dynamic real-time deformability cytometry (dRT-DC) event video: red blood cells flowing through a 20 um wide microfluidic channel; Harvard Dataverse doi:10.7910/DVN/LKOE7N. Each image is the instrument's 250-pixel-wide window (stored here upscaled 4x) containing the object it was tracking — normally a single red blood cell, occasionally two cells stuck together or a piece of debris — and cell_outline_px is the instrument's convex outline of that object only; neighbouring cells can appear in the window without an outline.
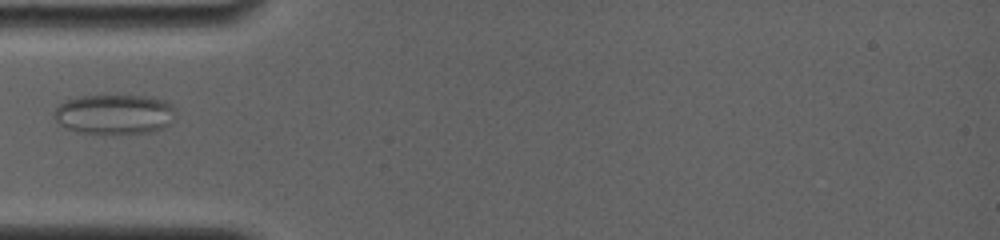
{"species": "common noctule bat (a hibernating species)", "species_latin": "Nyctalus noctula", "temperature_condition": "room temperature", "stored_images_in_passage": 9, "camera_frame_rate_fps": 4000, "um_per_image_px": 0.085, "animal": {"sex": "female", "body_mass_g": 19.0, "forearm_length_mm": 56.7}, "frame": {"image": 1, "passage_image": 7, "time_ms": 3.25, "image_size_px": [1000, 240], "cell_outline_px": [[176, 120], [164, 128], [148, 132], [80, 132], [64, 128], [56, 124], [52, 116], [56, 108], [60, 104], [68, 100], [80, 96], [152, 96], [164, 100], [172, 104], [176, 112]], "centroid_in_image_um": [9.75, 9.7], "position_along_channel_um": 75.2, "area_um2": 28.26}}
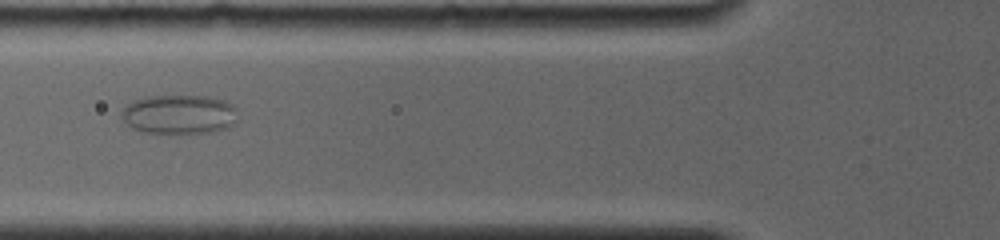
{"frame": {"image": 2, "passage_image": 9, "time_ms": 4.25, "image_size_px": [1000, 240], "cell_outline_px": [[236, 120], [228, 128], [212, 132], [144, 132], [132, 128], [120, 116], [124, 108], [128, 104], [144, 96], [208, 96], [224, 100], [232, 104], [236, 108]], "centroid_in_image_um": [15.25, 9.7], "position_along_channel_um": 110.6, "area_um2": 26.36}}